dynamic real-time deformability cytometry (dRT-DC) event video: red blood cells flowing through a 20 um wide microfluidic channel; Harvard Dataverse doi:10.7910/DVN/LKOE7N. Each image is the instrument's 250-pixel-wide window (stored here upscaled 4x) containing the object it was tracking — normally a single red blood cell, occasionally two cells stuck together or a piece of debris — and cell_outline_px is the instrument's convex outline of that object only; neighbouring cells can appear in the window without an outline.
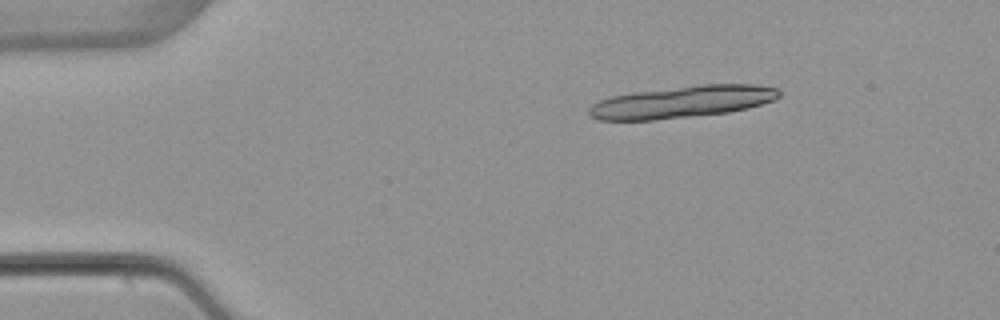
{"species": "common noctule bat (a hibernating species)", "species_latin": "Nyctalus noctula", "temperature_condition": "warm", "stored_images_in_passage": 6, "camera_frame_rate_fps": 3000, "um_per_image_px": 0.085, "animal": {"sex": "female", "body_mass_g": 22.7, "forearm_length_mm": 54.2}, "frame": {"image": 1, "passage_image": 1, "time_ms": 0.0, "image_size_px": [1000, 320], "cell_outline_px": [[780, 96], [776, 100], [748, 108], [728, 112], [656, 120], [600, 120], [588, 116], [588, 108], [592, 104], [600, 100], [612, 96], [636, 92], [700, 84], [760, 84], [776, 88], [780, 92]], "centroid_in_image_um": [58.01, 8.66], "position_along_channel_um": 27.0, "area_um2": 35.49}}